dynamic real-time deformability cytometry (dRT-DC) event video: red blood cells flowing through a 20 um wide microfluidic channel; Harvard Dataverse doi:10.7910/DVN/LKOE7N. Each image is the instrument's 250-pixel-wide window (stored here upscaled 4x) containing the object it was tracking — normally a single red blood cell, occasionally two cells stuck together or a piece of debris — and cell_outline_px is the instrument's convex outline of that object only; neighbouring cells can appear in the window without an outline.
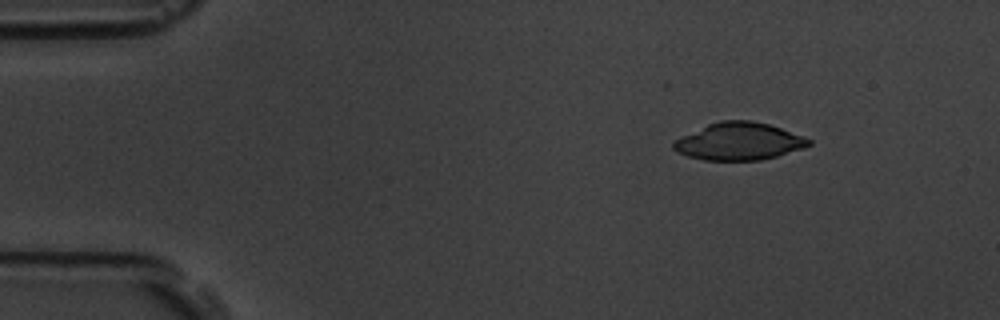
{"species": "common noctule bat (a hibernating species)", "species_latin": "Nyctalus noctula", "temperature_condition": "room temperature", "stored_images_in_passage": 6, "camera_frame_rate_fps": 3000, "um_per_image_px": 0.085, "animal": {"sex": "male", "body_mass_g": 19.5, "forearm_length_mm": 54.6}, "frame": {"image": 1, "passage_image": 2, "time_ms": 1.0, "image_size_px": [1000, 320], "cell_outline_px": [[812, 144], [804, 148], [776, 156], [760, 160], [704, 160], [688, 156], [676, 152], [672, 148], [672, 144], [680, 136], [708, 124], [720, 120], [752, 120], [768, 124], [804, 136], [812, 140]], "centroid_in_image_um": [62.81, 12.01], "position_along_channel_um": 22.2, "area_um2": 29.54}}